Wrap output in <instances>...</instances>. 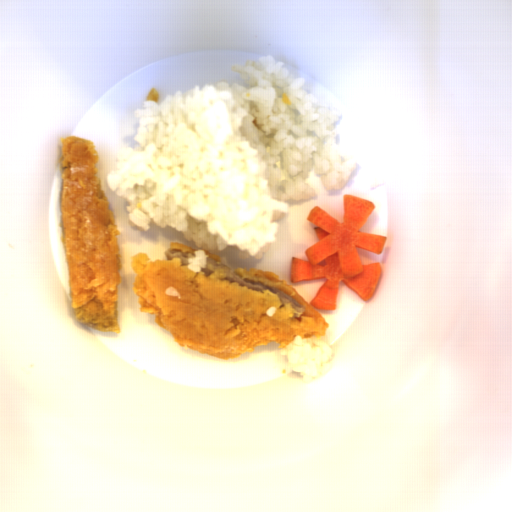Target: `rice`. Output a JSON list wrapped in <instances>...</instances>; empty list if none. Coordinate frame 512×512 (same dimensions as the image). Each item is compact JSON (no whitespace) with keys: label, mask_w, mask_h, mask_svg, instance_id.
I'll return each instance as SVG.
<instances>
[{"label":"rice","mask_w":512,"mask_h":512,"mask_svg":"<svg viewBox=\"0 0 512 512\" xmlns=\"http://www.w3.org/2000/svg\"><path fill=\"white\" fill-rule=\"evenodd\" d=\"M243 81L199 84L133 110L137 145L119 148L105 182L128 202L129 226L171 227L193 242L189 271L205 250L262 258L276 244L288 202L316 198L311 168L327 191L343 190L356 161L337 142L344 112L307 93L304 77L272 54L234 63ZM168 225V226H167Z\"/></svg>","instance_id":"652b925c"}]
</instances>
